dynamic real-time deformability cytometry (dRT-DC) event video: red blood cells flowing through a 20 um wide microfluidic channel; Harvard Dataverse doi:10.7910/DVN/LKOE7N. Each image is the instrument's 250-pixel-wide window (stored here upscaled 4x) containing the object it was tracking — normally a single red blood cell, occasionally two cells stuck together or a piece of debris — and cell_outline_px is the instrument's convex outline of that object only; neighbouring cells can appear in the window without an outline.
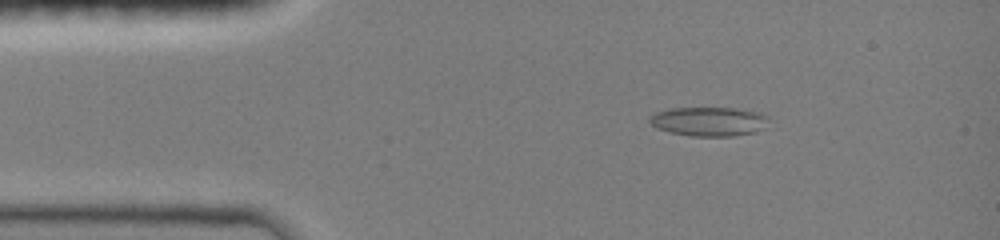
{"species": "common noctule bat (a hibernating species)", "species_latin": "Nyctalus noctula", "temperature_condition": "room temperature", "stored_images_in_passage": 42, "camera_frame_rate_fps": 3000, "um_per_image_px": 0.085, "animal": {"sex": "female", "body_mass_g": 19.0, "forearm_length_mm": 51.5}, "frame": {"image": 1, "passage_image": 6, "time_ms": 1.667, "image_size_px": [1000, 240], "cell_outline_px": [[768, 128], [756, 132], [732, 136], [692, 136], [672, 132], [656, 128], [648, 120], [648, 116], [656, 112], [672, 108], [736, 108], [756, 112], [768, 116]], "centroid_in_image_um": [60.29, 10.33], "position_along_channel_um": 24.7, "area_um2": 20.35}}
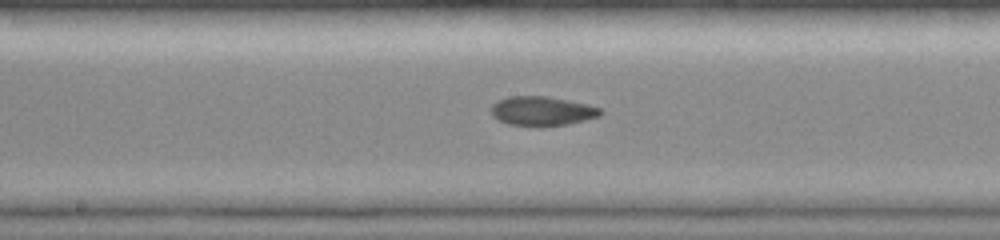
{"frame": {"image": 2, "passage_image": 21, "time_ms": 6.667, "image_size_px": [1000, 240], "cell_outline_px": [[604, 112], [600, 116], [568, 124], [508, 124], [496, 120], [492, 116], [492, 104], [496, 100], [508, 96], [548, 96], [588, 104], [600, 108]], "centroid_in_image_um": [46.06, 9.4], "position_along_channel_um": 202.1, "area_um2": 18.32}}
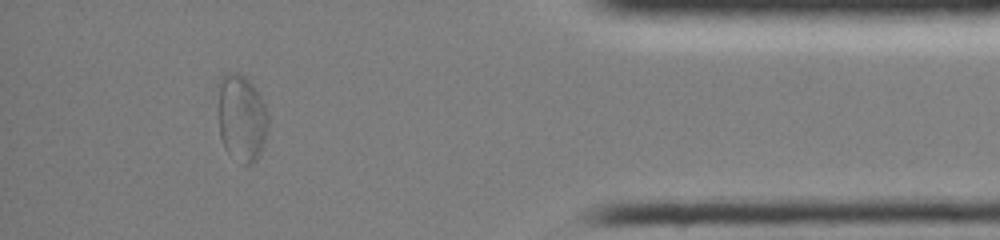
{"frame": {"image": 3, "passage_image": 37, "time_ms": 12.0, "image_size_px": [1000, 240], "cell_outline_px": [[268, 128], [260, 152], [256, 160], [248, 164], [244, 164], [228, 152], [224, 148], [220, 136], [216, 84], [216, 80], [224, 72], [240, 72], [252, 84], [260, 96], [268, 112]], "centroid_in_image_um": [20.48, 9.93], "position_along_channel_um": 414.7, "area_um2": 25.89}, "authors_computed_cell_mechanics": {"area_um2": 19.5653, "velocity_mm_per_s": 4.0849, "shape_relaxation_time_tau1_ms": null, "shape_relaxation_time_tau2_ms": 1.4656, "deformation_change_tau1": null, "deformation_change_tau2": 0.0578}}